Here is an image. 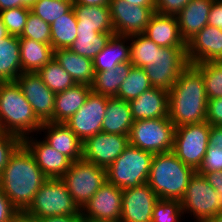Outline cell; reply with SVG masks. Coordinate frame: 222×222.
<instances>
[{
  "mask_svg": "<svg viewBox=\"0 0 222 222\" xmlns=\"http://www.w3.org/2000/svg\"><path fill=\"white\" fill-rule=\"evenodd\" d=\"M24 213L39 219L56 215L81 214V209L72 199L61 178H48Z\"/></svg>",
  "mask_w": 222,
  "mask_h": 222,
  "instance_id": "obj_6",
  "label": "cell"
},
{
  "mask_svg": "<svg viewBox=\"0 0 222 222\" xmlns=\"http://www.w3.org/2000/svg\"><path fill=\"white\" fill-rule=\"evenodd\" d=\"M37 0H22V7L31 8Z\"/></svg>",
  "mask_w": 222,
  "mask_h": 222,
  "instance_id": "obj_57",
  "label": "cell"
},
{
  "mask_svg": "<svg viewBox=\"0 0 222 222\" xmlns=\"http://www.w3.org/2000/svg\"><path fill=\"white\" fill-rule=\"evenodd\" d=\"M183 209L181 201L158 199L152 212V222H181Z\"/></svg>",
  "mask_w": 222,
  "mask_h": 222,
  "instance_id": "obj_39",
  "label": "cell"
},
{
  "mask_svg": "<svg viewBox=\"0 0 222 222\" xmlns=\"http://www.w3.org/2000/svg\"><path fill=\"white\" fill-rule=\"evenodd\" d=\"M209 146L222 147V126L211 125L209 132Z\"/></svg>",
  "mask_w": 222,
  "mask_h": 222,
  "instance_id": "obj_50",
  "label": "cell"
},
{
  "mask_svg": "<svg viewBox=\"0 0 222 222\" xmlns=\"http://www.w3.org/2000/svg\"><path fill=\"white\" fill-rule=\"evenodd\" d=\"M195 172L172 151L158 153L152 157L147 184L159 199L181 201Z\"/></svg>",
  "mask_w": 222,
  "mask_h": 222,
  "instance_id": "obj_3",
  "label": "cell"
},
{
  "mask_svg": "<svg viewBox=\"0 0 222 222\" xmlns=\"http://www.w3.org/2000/svg\"><path fill=\"white\" fill-rule=\"evenodd\" d=\"M21 144L22 139L20 137L0 131V174L8 164L11 155Z\"/></svg>",
  "mask_w": 222,
  "mask_h": 222,
  "instance_id": "obj_42",
  "label": "cell"
},
{
  "mask_svg": "<svg viewBox=\"0 0 222 222\" xmlns=\"http://www.w3.org/2000/svg\"><path fill=\"white\" fill-rule=\"evenodd\" d=\"M214 0H191L177 15L182 38L187 43L208 25L209 13Z\"/></svg>",
  "mask_w": 222,
  "mask_h": 222,
  "instance_id": "obj_23",
  "label": "cell"
},
{
  "mask_svg": "<svg viewBox=\"0 0 222 222\" xmlns=\"http://www.w3.org/2000/svg\"><path fill=\"white\" fill-rule=\"evenodd\" d=\"M207 106L202 73L189 64L169 91V119L175 127L204 122Z\"/></svg>",
  "mask_w": 222,
  "mask_h": 222,
  "instance_id": "obj_2",
  "label": "cell"
},
{
  "mask_svg": "<svg viewBox=\"0 0 222 222\" xmlns=\"http://www.w3.org/2000/svg\"><path fill=\"white\" fill-rule=\"evenodd\" d=\"M129 42L130 62L132 66L144 68L145 66L154 65L160 46L144 34L130 35Z\"/></svg>",
  "mask_w": 222,
  "mask_h": 222,
  "instance_id": "obj_34",
  "label": "cell"
},
{
  "mask_svg": "<svg viewBox=\"0 0 222 222\" xmlns=\"http://www.w3.org/2000/svg\"><path fill=\"white\" fill-rule=\"evenodd\" d=\"M10 34L7 31L2 19L0 17V40H3L5 37L9 36Z\"/></svg>",
  "mask_w": 222,
  "mask_h": 222,
  "instance_id": "obj_55",
  "label": "cell"
},
{
  "mask_svg": "<svg viewBox=\"0 0 222 222\" xmlns=\"http://www.w3.org/2000/svg\"><path fill=\"white\" fill-rule=\"evenodd\" d=\"M131 67V62H126L117 64L111 70L95 72L92 84L90 85L91 91L109 98L116 97Z\"/></svg>",
  "mask_w": 222,
  "mask_h": 222,
  "instance_id": "obj_31",
  "label": "cell"
},
{
  "mask_svg": "<svg viewBox=\"0 0 222 222\" xmlns=\"http://www.w3.org/2000/svg\"><path fill=\"white\" fill-rule=\"evenodd\" d=\"M22 7V0H0V11Z\"/></svg>",
  "mask_w": 222,
  "mask_h": 222,
  "instance_id": "obj_52",
  "label": "cell"
},
{
  "mask_svg": "<svg viewBox=\"0 0 222 222\" xmlns=\"http://www.w3.org/2000/svg\"><path fill=\"white\" fill-rule=\"evenodd\" d=\"M54 59L68 72L76 84L90 86L95 71L93 60L81 56L70 49L54 50Z\"/></svg>",
  "mask_w": 222,
  "mask_h": 222,
  "instance_id": "obj_27",
  "label": "cell"
},
{
  "mask_svg": "<svg viewBox=\"0 0 222 222\" xmlns=\"http://www.w3.org/2000/svg\"><path fill=\"white\" fill-rule=\"evenodd\" d=\"M128 41L129 36L113 34L107 45L93 59L94 71L111 70L117 64L130 62V43Z\"/></svg>",
  "mask_w": 222,
  "mask_h": 222,
  "instance_id": "obj_28",
  "label": "cell"
},
{
  "mask_svg": "<svg viewBox=\"0 0 222 222\" xmlns=\"http://www.w3.org/2000/svg\"><path fill=\"white\" fill-rule=\"evenodd\" d=\"M152 88L150 80L141 67L132 66L126 79L122 82L116 98L130 101Z\"/></svg>",
  "mask_w": 222,
  "mask_h": 222,
  "instance_id": "obj_36",
  "label": "cell"
},
{
  "mask_svg": "<svg viewBox=\"0 0 222 222\" xmlns=\"http://www.w3.org/2000/svg\"><path fill=\"white\" fill-rule=\"evenodd\" d=\"M19 38H28L44 44H51L50 25L30 11L24 30Z\"/></svg>",
  "mask_w": 222,
  "mask_h": 222,
  "instance_id": "obj_40",
  "label": "cell"
},
{
  "mask_svg": "<svg viewBox=\"0 0 222 222\" xmlns=\"http://www.w3.org/2000/svg\"><path fill=\"white\" fill-rule=\"evenodd\" d=\"M91 91V86L75 84L55 95L53 123H65L83 105Z\"/></svg>",
  "mask_w": 222,
  "mask_h": 222,
  "instance_id": "obj_24",
  "label": "cell"
},
{
  "mask_svg": "<svg viewBox=\"0 0 222 222\" xmlns=\"http://www.w3.org/2000/svg\"><path fill=\"white\" fill-rule=\"evenodd\" d=\"M40 132L46 133L43 140L49 146L64 154L72 162L82 159L83 142L65 123H43L39 129V134H41Z\"/></svg>",
  "mask_w": 222,
  "mask_h": 222,
  "instance_id": "obj_20",
  "label": "cell"
},
{
  "mask_svg": "<svg viewBox=\"0 0 222 222\" xmlns=\"http://www.w3.org/2000/svg\"><path fill=\"white\" fill-rule=\"evenodd\" d=\"M133 123L129 102L116 97H107L102 132L129 135Z\"/></svg>",
  "mask_w": 222,
  "mask_h": 222,
  "instance_id": "obj_25",
  "label": "cell"
},
{
  "mask_svg": "<svg viewBox=\"0 0 222 222\" xmlns=\"http://www.w3.org/2000/svg\"><path fill=\"white\" fill-rule=\"evenodd\" d=\"M107 107V97L90 91L84 105L65 124L84 142L88 137L102 132Z\"/></svg>",
  "mask_w": 222,
  "mask_h": 222,
  "instance_id": "obj_13",
  "label": "cell"
},
{
  "mask_svg": "<svg viewBox=\"0 0 222 222\" xmlns=\"http://www.w3.org/2000/svg\"><path fill=\"white\" fill-rule=\"evenodd\" d=\"M210 127L204 121L175 128L172 152L195 171L201 166L208 148Z\"/></svg>",
  "mask_w": 222,
  "mask_h": 222,
  "instance_id": "obj_9",
  "label": "cell"
},
{
  "mask_svg": "<svg viewBox=\"0 0 222 222\" xmlns=\"http://www.w3.org/2000/svg\"><path fill=\"white\" fill-rule=\"evenodd\" d=\"M158 199L147 183L123 189L120 222H152L153 208Z\"/></svg>",
  "mask_w": 222,
  "mask_h": 222,
  "instance_id": "obj_17",
  "label": "cell"
},
{
  "mask_svg": "<svg viewBox=\"0 0 222 222\" xmlns=\"http://www.w3.org/2000/svg\"><path fill=\"white\" fill-rule=\"evenodd\" d=\"M175 128L169 117L134 121L129 144L153 155L172 151Z\"/></svg>",
  "mask_w": 222,
  "mask_h": 222,
  "instance_id": "obj_7",
  "label": "cell"
},
{
  "mask_svg": "<svg viewBox=\"0 0 222 222\" xmlns=\"http://www.w3.org/2000/svg\"><path fill=\"white\" fill-rule=\"evenodd\" d=\"M208 25L222 30V0H214L208 18Z\"/></svg>",
  "mask_w": 222,
  "mask_h": 222,
  "instance_id": "obj_47",
  "label": "cell"
},
{
  "mask_svg": "<svg viewBox=\"0 0 222 222\" xmlns=\"http://www.w3.org/2000/svg\"><path fill=\"white\" fill-rule=\"evenodd\" d=\"M47 179L32 154L21 144L0 174V188L19 212H24Z\"/></svg>",
  "mask_w": 222,
  "mask_h": 222,
  "instance_id": "obj_1",
  "label": "cell"
},
{
  "mask_svg": "<svg viewBox=\"0 0 222 222\" xmlns=\"http://www.w3.org/2000/svg\"><path fill=\"white\" fill-rule=\"evenodd\" d=\"M216 171H222V147L208 145L203 162L196 172L203 175L204 173Z\"/></svg>",
  "mask_w": 222,
  "mask_h": 222,
  "instance_id": "obj_43",
  "label": "cell"
},
{
  "mask_svg": "<svg viewBox=\"0 0 222 222\" xmlns=\"http://www.w3.org/2000/svg\"><path fill=\"white\" fill-rule=\"evenodd\" d=\"M204 222H222V212L206 219Z\"/></svg>",
  "mask_w": 222,
  "mask_h": 222,
  "instance_id": "obj_56",
  "label": "cell"
},
{
  "mask_svg": "<svg viewBox=\"0 0 222 222\" xmlns=\"http://www.w3.org/2000/svg\"><path fill=\"white\" fill-rule=\"evenodd\" d=\"M143 34L160 47H187L180 34L176 16L155 12Z\"/></svg>",
  "mask_w": 222,
  "mask_h": 222,
  "instance_id": "obj_22",
  "label": "cell"
},
{
  "mask_svg": "<svg viewBox=\"0 0 222 222\" xmlns=\"http://www.w3.org/2000/svg\"><path fill=\"white\" fill-rule=\"evenodd\" d=\"M15 81L30 103L37 119L42 124L53 122L56 94L45 85L37 72H23Z\"/></svg>",
  "mask_w": 222,
  "mask_h": 222,
  "instance_id": "obj_15",
  "label": "cell"
},
{
  "mask_svg": "<svg viewBox=\"0 0 222 222\" xmlns=\"http://www.w3.org/2000/svg\"><path fill=\"white\" fill-rule=\"evenodd\" d=\"M115 33H98L94 30H77V37L70 50L93 60Z\"/></svg>",
  "mask_w": 222,
  "mask_h": 222,
  "instance_id": "obj_33",
  "label": "cell"
},
{
  "mask_svg": "<svg viewBox=\"0 0 222 222\" xmlns=\"http://www.w3.org/2000/svg\"><path fill=\"white\" fill-rule=\"evenodd\" d=\"M22 72H37L54 58L51 44L19 38Z\"/></svg>",
  "mask_w": 222,
  "mask_h": 222,
  "instance_id": "obj_29",
  "label": "cell"
},
{
  "mask_svg": "<svg viewBox=\"0 0 222 222\" xmlns=\"http://www.w3.org/2000/svg\"><path fill=\"white\" fill-rule=\"evenodd\" d=\"M183 214L193 215L195 222H204L222 212L221 202L217 192L207 182L203 175L195 172L190 178L184 197L181 200Z\"/></svg>",
  "mask_w": 222,
  "mask_h": 222,
  "instance_id": "obj_10",
  "label": "cell"
},
{
  "mask_svg": "<svg viewBox=\"0 0 222 222\" xmlns=\"http://www.w3.org/2000/svg\"><path fill=\"white\" fill-rule=\"evenodd\" d=\"M123 189L107 181L81 209L85 222H120Z\"/></svg>",
  "mask_w": 222,
  "mask_h": 222,
  "instance_id": "obj_12",
  "label": "cell"
},
{
  "mask_svg": "<svg viewBox=\"0 0 222 222\" xmlns=\"http://www.w3.org/2000/svg\"><path fill=\"white\" fill-rule=\"evenodd\" d=\"M73 9L77 17V30L114 33L109 5L87 6L73 4Z\"/></svg>",
  "mask_w": 222,
  "mask_h": 222,
  "instance_id": "obj_26",
  "label": "cell"
},
{
  "mask_svg": "<svg viewBox=\"0 0 222 222\" xmlns=\"http://www.w3.org/2000/svg\"><path fill=\"white\" fill-rule=\"evenodd\" d=\"M109 7L114 33L118 35L143 34L155 13V6H134L125 0H111Z\"/></svg>",
  "mask_w": 222,
  "mask_h": 222,
  "instance_id": "obj_14",
  "label": "cell"
},
{
  "mask_svg": "<svg viewBox=\"0 0 222 222\" xmlns=\"http://www.w3.org/2000/svg\"><path fill=\"white\" fill-rule=\"evenodd\" d=\"M128 145V135L98 132L83 142L82 158L107 169Z\"/></svg>",
  "mask_w": 222,
  "mask_h": 222,
  "instance_id": "obj_16",
  "label": "cell"
},
{
  "mask_svg": "<svg viewBox=\"0 0 222 222\" xmlns=\"http://www.w3.org/2000/svg\"><path fill=\"white\" fill-rule=\"evenodd\" d=\"M31 11L28 7H16L0 11V17L10 35L20 36Z\"/></svg>",
  "mask_w": 222,
  "mask_h": 222,
  "instance_id": "obj_41",
  "label": "cell"
},
{
  "mask_svg": "<svg viewBox=\"0 0 222 222\" xmlns=\"http://www.w3.org/2000/svg\"><path fill=\"white\" fill-rule=\"evenodd\" d=\"M191 0H156L155 12L176 16Z\"/></svg>",
  "mask_w": 222,
  "mask_h": 222,
  "instance_id": "obj_44",
  "label": "cell"
},
{
  "mask_svg": "<svg viewBox=\"0 0 222 222\" xmlns=\"http://www.w3.org/2000/svg\"><path fill=\"white\" fill-rule=\"evenodd\" d=\"M38 222H85L82 214L72 215H56L50 217H42L38 219Z\"/></svg>",
  "mask_w": 222,
  "mask_h": 222,
  "instance_id": "obj_49",
  "label": "cell"
},
{
  "mask_svg": "<svg viewBox=\"0 0 222 222\" xmlns=\"http://www.w3.org/2000/svg\"><path fill=\"white\" fill-rule=\"evenodd\" d=\"M153 154L128 145L106 169L107 182L121 189L147 183Z\"/></svg>",
  "mask_w": 222,
  "mask_h": 222,
  "instance_id": "obj_5",
  "label": "cell"
},
{
  "mask_svg": "<svg viewBox=\"0 0 222 222\" xmlns=\"http://www.w3.org/2000/svg\"><path fill=\"white\" fill-rule=\"evenodd\" d=\"M129 4H132L134 6L140 5V6H155L156 0H125Z\"/></svg>",
  "mask_w": 222,
  "mask_h": 222,
  "instance_id": "obj_54",
  "label": "cell"
},
{
  "mask_svg": "<svg viewBox=\"0 0 222 222\" xmlns=\"http://www.w3.org/2000/svg\"><path fill=\"white\" fill-rule=\"evenodd\" d=\"M202 73L208 100L222 97V61L194 64Z\"/></svg>",
  "mask_w": 222,
  "mask_h": 222,
  "instance_id": "obj_37",
  "label": "cell"
},
{
  "mask_svg": "<svg viewBox=\"0 0 222 222\" xmlns=\"http://www.w3.org/2000/svg\"><path fill=\"white\" fill-rule=\"evenodd\" d=\"M189 64L222 61V30L206 25L187 42Z\"/></svg>",
  "mask_w": 222,
  "mask_h": 222,
  "instance_id": "obj_19",
  "label": "cell"
},
{
  "mask_svg": "<svg viewBox=\"0 0 222 222\" xmlns=\"http://www.w3.org/2000/svg\"><path fill=\"white\" fill-rule=\"evenodd\" d=\"M11 222H38V219L30 217L24 212H19Z\"/></svg>",
  "mask_w": 222,
  "mask_h": 222,
  "instance_id": "obj_53",
  "label": "cell"
},
{
  "mask_svg": "<svg viewBox=\"0 0 222 222\" xmlns=\"http://www.w3.org/2000/svg\"><path fill=\"white\" fill-rule=\"evenodd\" d=\"M21 73L19 36L9 35L0 40V81H15Z\"/></svg>",
  "mask_w": 222,
  "mask_h": 222,
  "instance_id": "obj_30",
  "label": "cell"
},
{
  "mask_svg": "<svg viewBox=\"0 0 222 222\" xmlns=\"http://www.w3.org/2000/svg\"><path fill=\"white\" fill-rule=\"evenodd\" d=\"M111 0H73V4H82L87 6L109 5Z\"/></svg>",
  "mask_w": 222,
  "mask_h": 222,
  "instance_id": "obj_51",
  "label": "cell"
},
{
  "mask_svg": "<svg viewBox=\"0 0 222 222\" xmlns=\"http://www.w3.org/2000/svg\"><path fill=\"white\" fill-rule=\"evenodd\" d=\"M42 123L37 119L30 103L16 81L0 84V131L23 139L39 132Z\"/></svg>",
  "mask_w": 222,
  "mask_h": 222,
  "instance_id": "obj_4",
  "label": "cell"
},
{
  "mask_svg": "<svg viewBox=\"0 0 222 222\" xmlns=\"http://www.w3.org/2000/svg\"><path fill=\"white\" fill-rule=\"evenodd\" d=\"M61 179L66 184L72 199L82 209L107 181L106 169L82 158L72 162Z\"/></svg>",
  "mask_w": 222,
  "mask_h": 222,
  "instance_id": "obj_8",
  "label": "cell"
},
{
  "mask_svg": "<svg viewBox=\"0 0 222 222\" xmlns=\"http://www.w3.org/2000/svg\"><path fill=\"white\" fill-rule=\"evenodd\" d=\"M206 121L210 125L222 126V97L208 100Z\"/></svg>",
  "mask_w": 222,
  "mask_h": 222,
  "instance_id": "obj_45",
  "label": "cell"
},
{
  "mask_svg": "<svg viewBox=\"0 0 222 222\" xmlns=\"http://www.w3.org/2000/svg\"><path fill=\"white\" fill-rule=\"evenodd\" d=\"M73 8V0H37L31 12L51 25L56 19Z\"/></svg>",
  "mask_w": 222,
  "mask_h": 222,
  "instance_id": "obj_38",
  "label": "cell"
},
{
  "mask_svg": "<svg viewBox=\"0 0 222 222\" xmlns=\"http://www.w3.org/2000/svg\"><path fill=\"white\" fill-rule=\"evenodd\" d=\"M187 47H160L154 65L145 66L152 87L170 91L179 75L189 65Z\"/></svg>",
  "mask_w": 222,
  "mask_h": 222,
  "instance_id": "obj_11",
  "label": "cell"
},
{
  "mask_svg": "<svg viewBox=\"0 0 222 222\" xmlns=\"http://www.w3.org/2000/svg\"><path fill=\"white\" fill-rule=\"evenodd\" d=\"M19 213L0 188V222H11Z\"/></svg>",
  "mask_w": 222,
  "mask_h": 222,
  "instance_id": "obj_46",
  "label": "cell"
},
{
  "mask_svg": "<svg viewBox=\"0 0 222 222\" xmlns=\"http://www.w3.org/2000/svg\"><path fill=\"white\" fill-rule=\"evenodd\" d=\"M203 176L217 192V197L220 200L222 207V171L204 173Z\"/></svg>",
  "mask_w": 222,
  "mask_h": 222,
  "instance_id": "obj_48",
  "label": "cell"
},
{
  "mask_svg": "<svg viewBox=\"0 0 222 222\" xmlns=\"http://www.w3.org/2000/svg\"><path fill=\"white\" fill-rule=\"evenodd\" d=\"M50 28L52 48L69 49L77 37V17L74 9L56 19Z\"/></svg>",
  "mask_w": 222,
  "mask_h": 222,
  "instance_id": "obj_32",
  "label": "cell"
},
{
  "mask_svg": "<svg viewBox=\"0 0 222 222\" xmlns=\"http://www.w3.org/2000/svg\"><path fill=\"white\" fill-rule=\"evenodd\" d=\"M37 74L55 94L63 92L76 84L71 75L54 58L40 68Z\"/></svg>",
  "mask_w": 222,
  "mask_h": 222,
  "instance_id": "obj_35",
  "label": "cell"
},
{
  "mask_svg": "<svg viewBox=\"0 0 222 222\" xmlns=\"http://www.w3.org/2000/svg\"><path fill=\"white\" fill-rule=\"evenodd\" d=\"M32 137V134L24 137L22 144L32 154L35 162L48 178H61L70 168L72 161L49 146L42 138L38 140Z\"/></svg>",
  "mask_w": 222,
  "mask_h": 222,
  "instance_id": "obj_18",
  "label": "cell"
},
{
  "mask_svg": "<svg viewBox=\"0 0 222 222\" xmlns=\"http://www.w3.org/2000/svg\"><path fill=\"white\" fill-rule=\"evenodd\" d=\"M129 105L134 121L169 117V92L152 87L130 100Z\"/></svg>",
  "mask_w": 222,
  "mask_h": 222,
  "instance_id": "obj_21",
  "label": "cell"
}]
</instances>
